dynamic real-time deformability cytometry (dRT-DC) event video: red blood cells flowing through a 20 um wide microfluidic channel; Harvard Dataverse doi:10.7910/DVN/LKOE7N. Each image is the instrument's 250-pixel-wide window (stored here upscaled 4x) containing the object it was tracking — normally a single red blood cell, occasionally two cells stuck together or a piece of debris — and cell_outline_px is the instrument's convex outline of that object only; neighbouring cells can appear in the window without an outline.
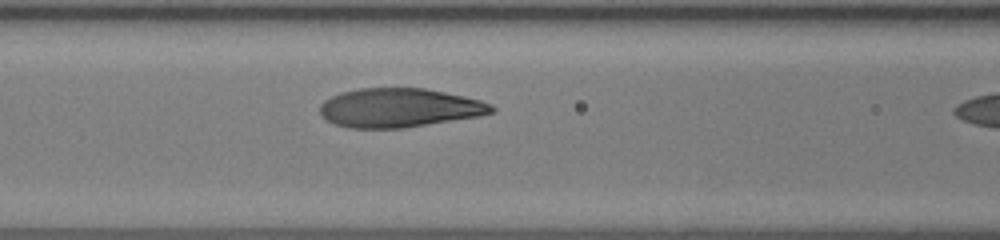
{"species": "human", "species_latin": "Homo sapiens", "temperature_condition": "room temperature", "stored_images_in_passage": 11, "camera_frame_rate_fps": 3000, "um_per_image_px": 0.085, "donor": {"sex": "female"}, "frame": {"image": 1, "passage_image": 10, "time_ms": 3.0, "image_size_px": [1000, 240], "cell_outline_px": [[496, 112], [480, 116], [404, 128], [348, 128], [336, 124], [320, 116], [320, 104], [324, 100], [340, 92], [360, 88], [424, 88], [444, 92], [480, 100], [492, 104], [496, 108]], "centroid_in_image_um": [33.94, 9.17], "position_along_channel_um": 132.7, "area_um2": 39.13}}